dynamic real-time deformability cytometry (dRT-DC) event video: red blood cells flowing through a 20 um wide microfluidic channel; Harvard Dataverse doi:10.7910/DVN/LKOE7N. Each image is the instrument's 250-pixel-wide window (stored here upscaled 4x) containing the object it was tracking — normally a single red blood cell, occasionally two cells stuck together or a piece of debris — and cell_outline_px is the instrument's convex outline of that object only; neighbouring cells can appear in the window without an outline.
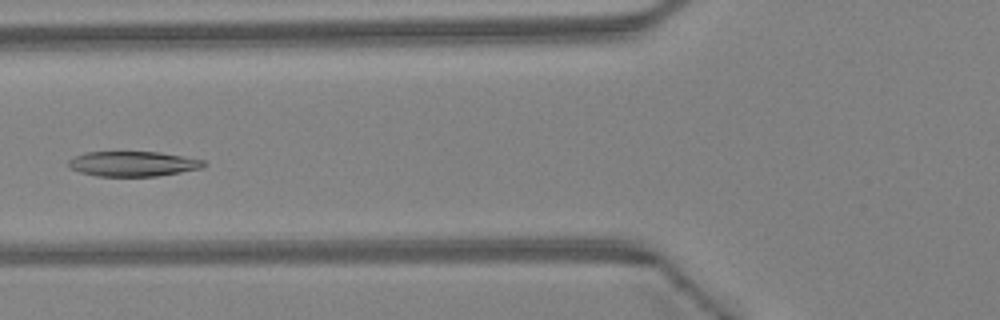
{"species": "Egyptian fruit bat (a non-hibernating species)", "species_latin": "Rousettus aegyptiacus", "temperature_condition": "warm", "stored_images_in_passage": 38, "camera_frame_rate_fps": 3000, "um_per_image_px": 0.085, "animal": {"sex": "female"}, "frame": {"image": 1, "passage_image": 11, "time_ms": 3.333, "image_size_px": [1000, 320], "cell_outline_px": [[208, 164], [204, 168], [156, 176], [96, 176], [80, 172], [68, 168], [68, 160], [84, 152], [160, 152], [184, 156], [204, 160]], "centroid_in_image_um": [11.32, 13.92], "position_along_channel_um": 114.5, "area_um2": 19.88}}
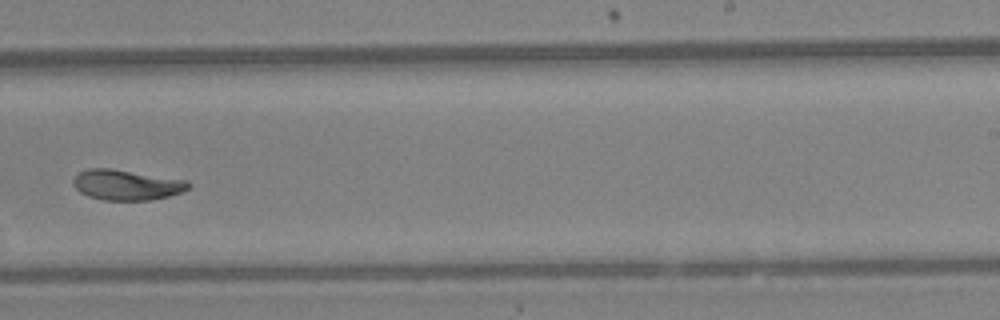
{"frame": {"image": 2, "passage_image": 22, "time_ms": 7.0, "image_size_px": [1000, 320], "cell_outline_px": [[192, 184], [188, 188], [180, 192], [168, 196], [152, 200], [104, 200], [88, 196], [80, 192], [72, 184], [72, 180], [80, 172], [88, 168], [112, 168], [188, 180]], "centroid_in_image_um": [10.76, 15.7], "position_along_channel_um": 278.2, "area_um2": 20.46}}
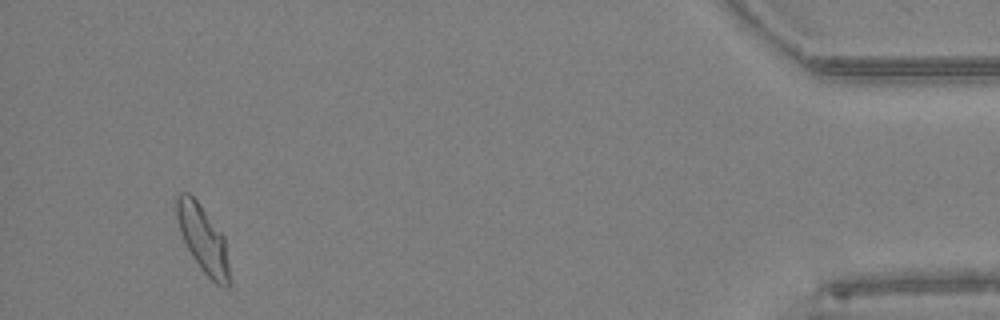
{"frame": {"image": 3, "passage_image": 36, "time_ms": 11.667, "image_size_px": [1000, 320], "cell_outline_px": [[228, 288], [224, 288], [216, 284], [200, 268], [192, 256], [180, 232], [172, 208], [172, 200], [180, 192], [188, 192], [200, 204], [224, 236], [228, 264]], "centroid_in_image_um": [17.17, 20.22], "position_along_channel_um": 418.0, "area_um2": 20.81}, "authors_computed_cell_mechanics": {"area_um2": 20.6346, "velocity_mm_per_s": 4.49, "shape_relaxation_time_tau1_ms": 4.7243, "shape_relaxation_time_tau2_ms": 3.3658, "deformation_change_tau1": 0.1711, "deformation_change_tau2": 0.0905}}